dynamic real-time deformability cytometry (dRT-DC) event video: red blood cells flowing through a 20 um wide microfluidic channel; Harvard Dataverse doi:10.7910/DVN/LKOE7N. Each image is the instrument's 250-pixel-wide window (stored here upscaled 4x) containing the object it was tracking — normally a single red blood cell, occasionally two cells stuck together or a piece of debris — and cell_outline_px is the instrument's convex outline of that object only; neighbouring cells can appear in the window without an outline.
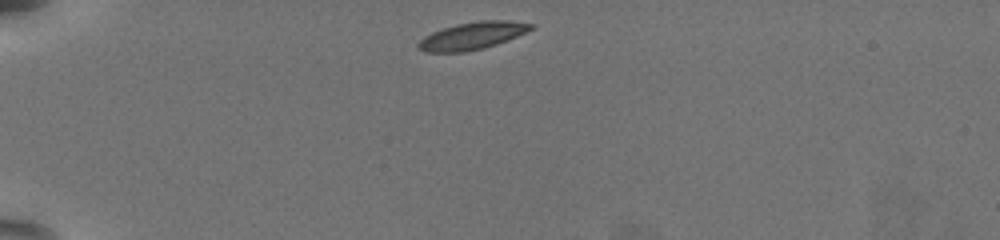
{"species": "common noctule bat (a hibernating species)", "species_latin": "Nyctalus noctula", "temperature_condition": "warm", "stored_images_in_passage": 38, "camera_frame_rate_fps": 3000, "um_per_image_px": 0.085, "animal": {"sex": "female", "body_mass_g": 19.5, "forearm_length_mm": 54.1}, "frame": {"image": 1, "passage_image": 1, "time_ms": 0.0, "image_size_px": [1000, 240], "cell_outline_px": [[536, 28], [496, 44], [484, 48], [464, 52], [424, 52], [416, 48], [416, 44], [424, 36], [432, 32], [456, 24], [480, 20], [508, 20], [536, 24]], "centroid_in_image_um": [40.15, 3.04], "position_along_channel_um": 44.9, "area_um2": 18.09}}
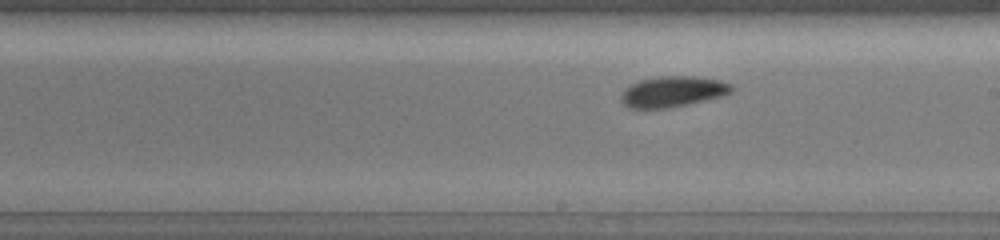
{"frame": {"image": 2, "passage_image": 20, "time_ms": 6.333, "image_size_px": [1000, 240], "cell_outline_px": [[732, 92], [724, 96], [668, 108], [628, 108], [620, 100], [620, 92], [624, 88], [640, 80], [660, 76], [692, 76], [720, 80], [732, 84]], "centroid_in_image_um": [57.16, 7.79], "position_along_channel_um": 231.8, "area_um2": 19.88}}
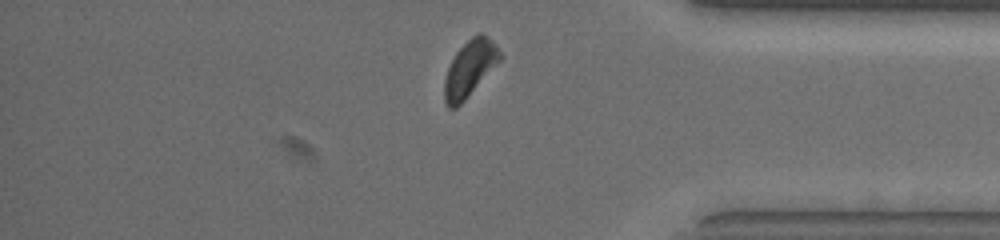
{"frame": {"image": 3, "passage_image": 34, "time_ms": 11.0, "image_size_px": [1000, 240], "cell_outline_px": [[504, 56], [464, 100], [456, 108], [448, 108], [444, 100], [444, 80], [448, 68], [456, 52], [472, 36], [480, 32], [492, 40], [496, 44]], "centroid_in_image_um": [39.94, 5.8], "position_along_channel_um": 395.3, "area_um2": 17.92}, "authors_computed_cell_mechanics": {"area_um2": 18.9295, "velocity_mm_per_s": 3.7536, "shape_relaxation_time_tau1_ms": 2.6553, "shape_relaxation_time_tau2_ms": 5.2071, "deformation_change_tau1": 0.0818, "deformation_change_tau2": 0.0923}}